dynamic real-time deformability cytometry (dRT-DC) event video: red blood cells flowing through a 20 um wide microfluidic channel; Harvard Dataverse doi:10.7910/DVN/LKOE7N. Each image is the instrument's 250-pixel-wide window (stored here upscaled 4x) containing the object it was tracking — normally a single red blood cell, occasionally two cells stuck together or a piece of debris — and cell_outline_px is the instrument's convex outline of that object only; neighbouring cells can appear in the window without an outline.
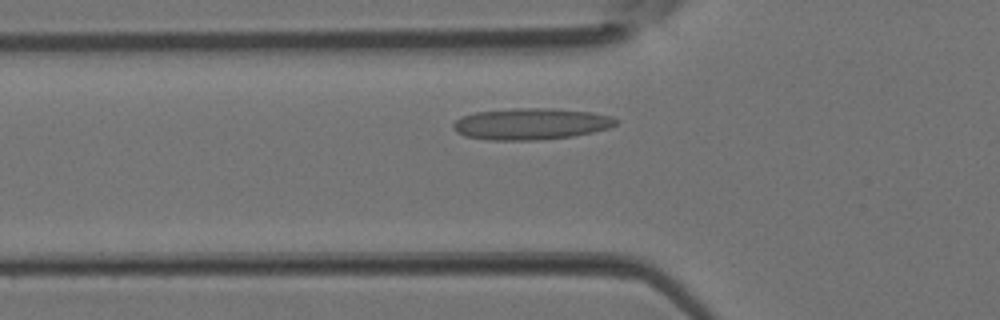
{"species": "Egyptian fruit bat (a non-hibernating species)", "species_latin": "Rousettus aegyptiacus", "temperature_condition": "room temperature", "stored_images_in_passage": 3, "camera_frame_rate_fps": 3000, "um_per_image_px": 0.085, "animal": {"sex": "female"}, "frame": {"image": 1, "passage_image": 3, "time_ms": 0.667, "image_size_px": [1000, 320], "cell_outline_px": [[620, 120], [616, 124], [608, 128], [592, 132], [572, 136], [536, 140], [488, 140], [464, 136], [456, 132], [452, 128], [452, 124], [456, 120], [464, 116], [476, 112], [516, 108], [552, 108], [588, 112], [608, 116]], "centroid_in_image_um": [45.09, 10.54], "position_along_channel_um": 80.7, "area_um2": 29.65}}